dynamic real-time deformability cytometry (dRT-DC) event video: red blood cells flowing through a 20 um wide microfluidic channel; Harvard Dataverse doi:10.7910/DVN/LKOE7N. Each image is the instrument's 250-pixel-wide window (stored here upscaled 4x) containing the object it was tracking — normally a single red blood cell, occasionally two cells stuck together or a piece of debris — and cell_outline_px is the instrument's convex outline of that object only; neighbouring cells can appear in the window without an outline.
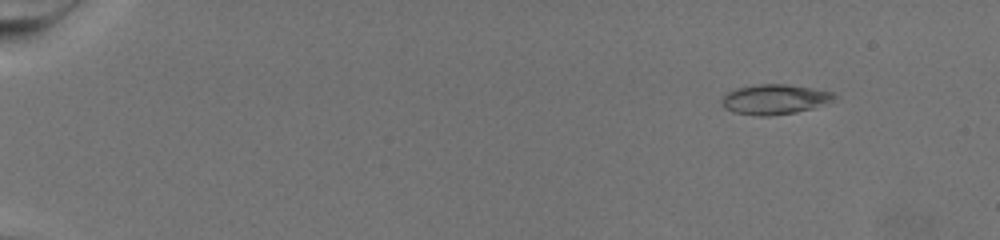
{"species": "common noctule bat (a hibernating species)", "species_latin": "Nyctalus noctula", "temperature_condition": "warm", "stored_images_in_passage": 77, "camera_frame_rate_fps": 3000, "um_per_image_px": 0.085, "animal": {"sex": "female", "body_mass_g": 19.5, "forearm_length_mm": 54.1}, "frame": {"image": 1, "passage_image": 10, "time_ms": 3.0, "image_size_px": [1000, 240], "cell_outline_px": [[836, 96], [812, 108], [796, 112], [768, 116], [756, 116], [736, 112], [724, 108], [720, 104], [720, 100], [728, 92], [736, 88], [760, 84], [784, 84], [812, 88], [836, 92]], "centroid_in_image_um": [65.78, 8.44], "position_along_channel_um": 19.2, "area_um2": 19.36}}
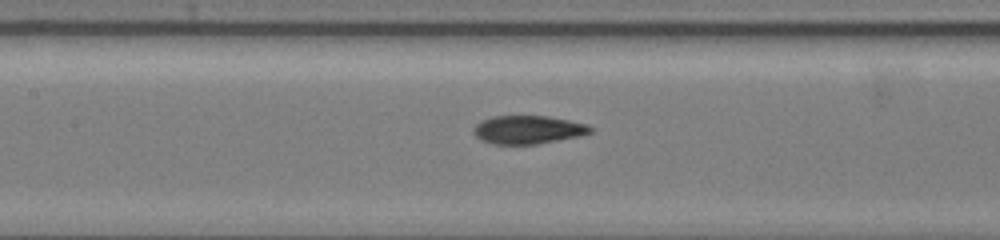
{"frame": {"image": 2, "passage_image": 41, "time_ms": 13.333, "image_size_px": [1000, 240], "cell_outline_px": [[596, 128], [592, 132], [580, 136], [536, 144], [492, 144], [480, 140], [472, 132], [472, 128], [480, 120], [492, 116], [548, 116], [588, 124]], "centroid_in_image_um": [44.87, 11.02], "position_along_channel_um": 162.5, "area_um2": 19.54}}
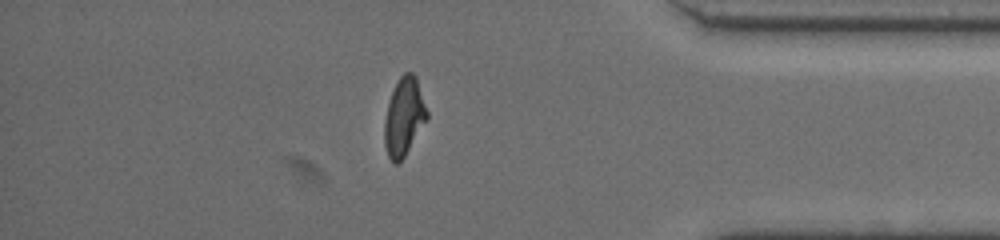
{"frame": {"image": 3, "passage_image": 68, "time_ms": 22.333, "image_size_px": [1000, 240], "cell_outline_px": [[428, 116], [404, 156], [396, 164], [388, 156], [384, 144], [384, 120], [388, 104], [392, 92], [400, 76], [404, 72], [412, 72], [416, 76], [428, 112]], "centroid_in_image_um": [34.33, 9.89], "position_along_channel_um": 400.9, "area_um2": 18.9}}